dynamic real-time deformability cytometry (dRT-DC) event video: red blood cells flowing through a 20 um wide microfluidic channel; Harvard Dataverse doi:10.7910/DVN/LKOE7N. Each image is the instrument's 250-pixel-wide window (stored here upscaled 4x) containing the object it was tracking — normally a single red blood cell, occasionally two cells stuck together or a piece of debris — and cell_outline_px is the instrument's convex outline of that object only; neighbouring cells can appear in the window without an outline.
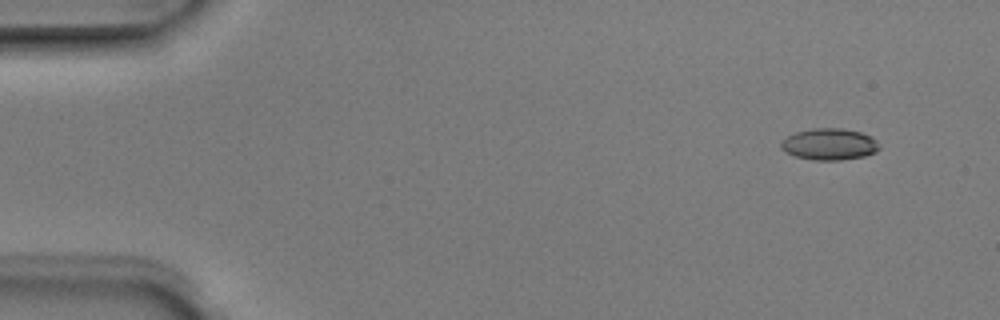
{"species": "Egyptian fruit bat (a non-hibernating species)", "species_latin": "Rousettus aegyptiacus", "temperature_condition": "room temperature", "stored_images_in_passage": 4, "camera_frame_rate_fps": 3000, "um_per_image_px": 0.085, "animal": {"sex": "male"}, "frame": {"image": 1, "passage_image": 1, "time_ms": 0.0, "image_size_px": [1000, 320], "cell_outline_px": [[880, 148], [876, 152], [864, 156], [840, 160], [812, 160], [796, 156], [784, 152], [780, 148], [780, 144], [788, 136], [796, 132], [812, 128], [840, 128], [860, 132], [872, 136], [880, 144]], "centroid_in_image_um": [70.51, 12.26], "position_along_channel_um": 14.5, "area_um2": 18.15}}
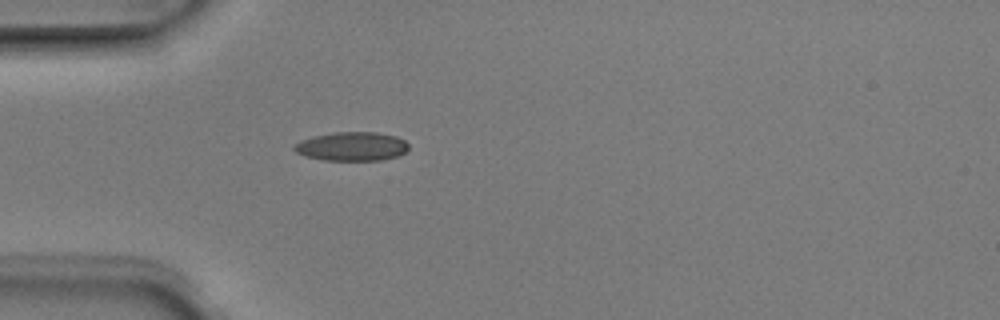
{"frame": {"image": 2, "passage_image": 4, "time_ms": 1.0, "image_size_px": [1000, 320], "cell_outline_px": [[408, 148], [404, 152], [396, 156], [380, 160], [324, 160], [304, 156], [296, 152], [292, 148], [292, 144], [300, 140], [312, 136], [332, 132], [376, 132], [396, 136], [404, 140], [408, 144]], "centroid_in_image_um": [29.84, 12.43], "position_along_channel_um": 55.2, "area_um2": 19.36}}